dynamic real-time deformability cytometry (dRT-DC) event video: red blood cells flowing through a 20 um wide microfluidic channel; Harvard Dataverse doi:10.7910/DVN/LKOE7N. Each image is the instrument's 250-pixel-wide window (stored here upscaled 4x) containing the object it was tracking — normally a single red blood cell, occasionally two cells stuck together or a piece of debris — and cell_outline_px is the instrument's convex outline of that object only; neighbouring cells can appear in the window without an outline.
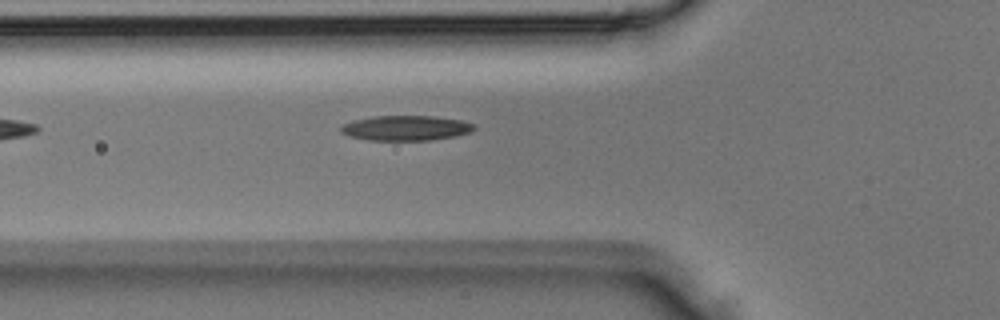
{"species": "Egyptian fruit bat (a non-hibernating species)", "species_latin": "Rousettus aegyptiacus", "temperature_condition": "room temperature", "stored_images_in_passage": 3, "camera_frame_rate_fps": 3000, "um_per_image_px": 0.085, "animal": {"sex": "male"}, "frame": {"image": 1, "passage_image": 3, "time_ms": 0.667, "image_size_px": [1000, 320], "cell_outline_px": [[476, 128], [472, 132], [456, 136], [432, 140], [372, 140], [348, 136], [340, 132], [340, 128], [344, 124], [352, 120], [372, 116], [432, 116], [464, 120], [476, 124]], "centroid_in_image_um": [34.54, 10.88], "position_along_channel_um": 91.3, "area_um2": 19.65}}